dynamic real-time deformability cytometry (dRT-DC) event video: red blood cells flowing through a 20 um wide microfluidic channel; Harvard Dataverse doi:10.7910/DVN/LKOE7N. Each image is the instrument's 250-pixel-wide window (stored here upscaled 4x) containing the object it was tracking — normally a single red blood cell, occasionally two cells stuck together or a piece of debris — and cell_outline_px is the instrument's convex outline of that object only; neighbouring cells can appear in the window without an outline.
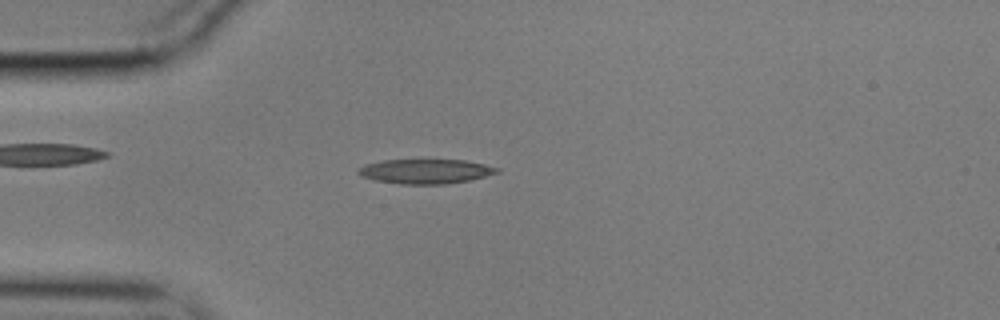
{"species": "common noctule bat (a hibernating species)", "species_latin": "Nyctalus noctula", "temperature_condition": "cold", "stored_images_in_passage": 54, "camera_frame_rate_fps": 3000, "um_per_image_px": 0.085, "animal": {"sex": "male", "body_mass_g": 17.9}, "frame": {"image": 1, "passage_image": 13, "time_ms": 4.0, "image_size_px": [1000, 320], "cell_outline_px": [[500, 172], [468, 180], [444, 184], [400, 184], [376, 180], [360, 176], [356, 172], [364, 164], [384, 160], [464, 160], [484, 164], [500, 168]], "centroid_in_image_um": [36.15, 14.56], "position_along_channel_um": 48.8, "area_um2": 19.71}}
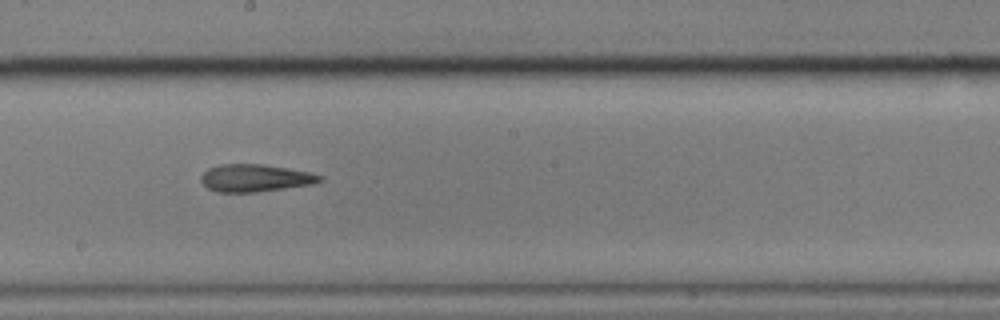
{"frame": {"image": 2, "passage_image": 29, "time_ms": 9.333, "image_size_px": [1000, 320], "cell_outline_px": [[324, 180], [312, 184], [256, 192], [216, 192], [208, 188], [200, 180], [200, 176], [208, 168], [220, 164], [264, 164], [308, 172], [324, 176]], "centroid_in_image_um": [21.67, 15.13], "position_along_channel_um": 226.5, "area_um2": 18.96}}
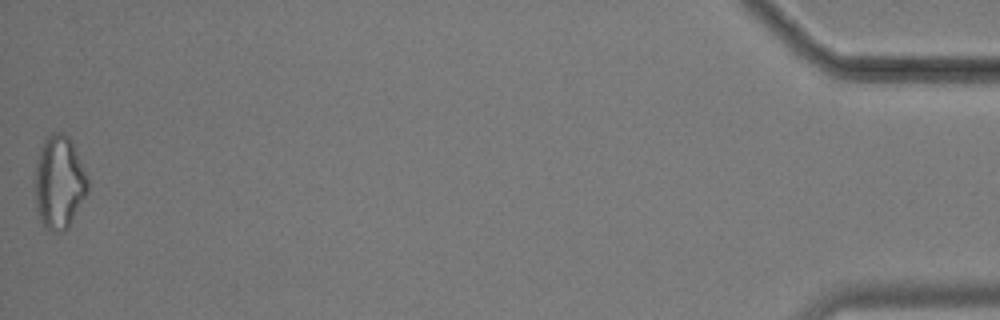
{"frame": {"image": 3, "passage_image": 54, "time_ms": 17.667, "image_size_px": [1000, 320], "cell_outline_px": [[88, 192], [68, 228], [64, 232], [52, 232], [44, 228], [36, 212], [36, 164], [44, 140], [52, 132], [64, 132], [68, 136], [72, 144], [88, 180]], "centroid_in_image_um": [5.02, 15.56], "position_along_channel_um": 430.2, "area_um2": 28.38}, "authors_computed_cell_mechanics": {"area_um2": 19.5653, "velocity_mm_per_s": 3.5667, "shape_relaxation_time_tau1_ms": null, "shape_relaxation_time_tau2_ms": 4.5274, "deformation_change_tau1": null, "deformation_change_tau2": 0.1586}}